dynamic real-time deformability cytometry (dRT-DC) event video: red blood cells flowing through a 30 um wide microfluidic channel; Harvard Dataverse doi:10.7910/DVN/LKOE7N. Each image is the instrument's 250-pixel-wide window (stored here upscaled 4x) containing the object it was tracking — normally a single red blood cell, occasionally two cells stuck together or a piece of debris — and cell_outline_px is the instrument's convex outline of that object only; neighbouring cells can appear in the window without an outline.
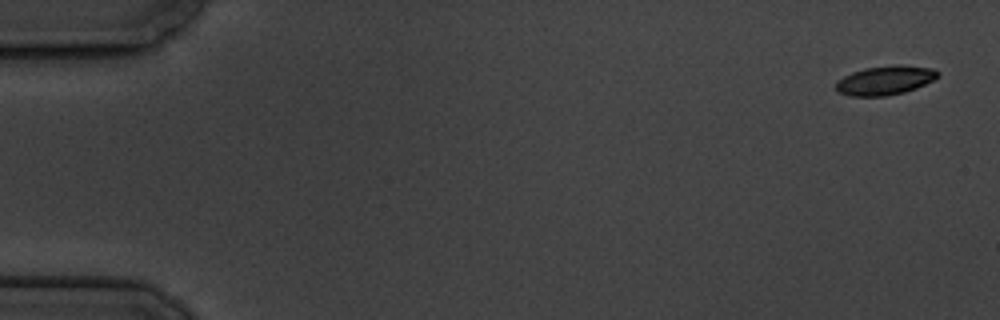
{"species": "common noctule bat (a hibernating species)", "species_latin": "Nyctalus noctula", "temperature_condition": "cold", "stored_images_in_passage": 6, "camera_frame_rate_fps": 3000, "um_per_image_px": 0.085, "animal": {"sex": "male", "body_mass_g": 19.5, "forearm_length_mm": 54.6}, "frame": {"image": 1, "passage_image": 1, "time_ms": 0.0, "image_size_px": [1000, 320], "cell_outline_px": [[940, 76], [916, 88], [904, 92], [884, 96], [848, 96], [836, 92], [836, 80], [852, 72], [864, 68], [896, 64], [900, 64], [932, 68], [940, 72]], "centroid_in_image_um": [75.21, 6.82], "position_along_channel_um": 9.8, "area_um2": 17.46}}
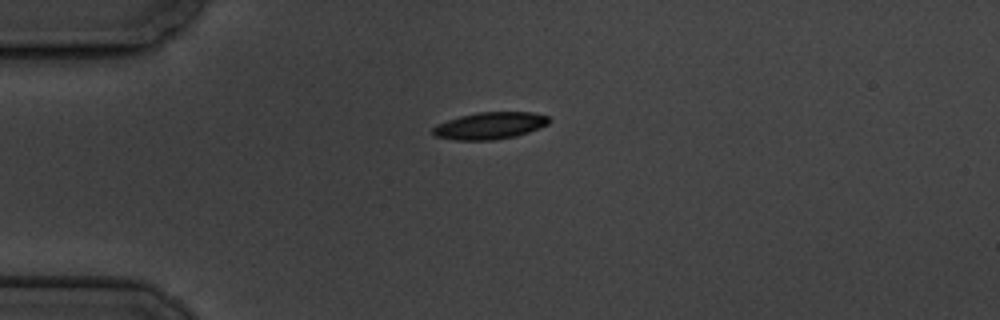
{"frame": {"image": 2, "passage_image": 4, "time_ms": 4.333, "image_size_px": [1000, 320], "cell_outline_px": [[552, 120], [548, 124], [528, 132], [516, 136], [492, 140], [456, 140], [436, 136], [432, 132], [432, 128], [436, 124], [460, 116], [476, 112], [532, 112], [548, 116]], "centroid_in_image_um": [41.65, 10.67], "position_along_channel_um": 43.4, "area_um2": 18.26}}
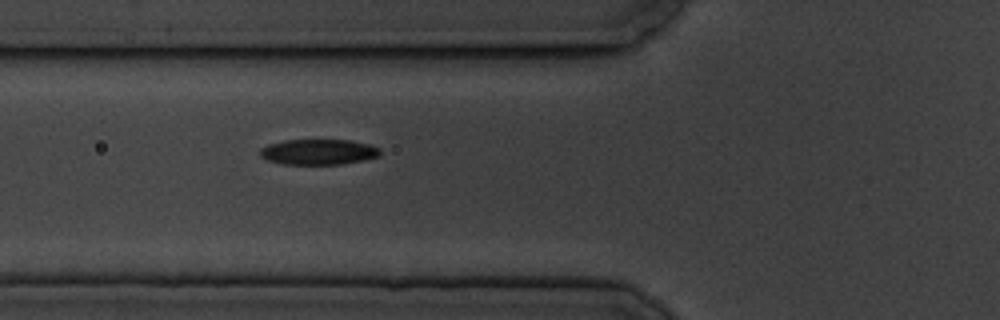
{"frame": {"image": 3, "passage_image": 6, "time_ms": 6.667, "image_size_px": [1000, 320], "cell_outline_px": [[380, 156], [340, 164], [284, 164], [268, 160], [260, 156], [260, 148], [268, 144], [284, 140], [352, 140], [372, 144], [380, 148]], "centroid_in_image_um": [27.08, 12.9], "position_along_channel_um": 98.7, "area_um2": 17.86}}